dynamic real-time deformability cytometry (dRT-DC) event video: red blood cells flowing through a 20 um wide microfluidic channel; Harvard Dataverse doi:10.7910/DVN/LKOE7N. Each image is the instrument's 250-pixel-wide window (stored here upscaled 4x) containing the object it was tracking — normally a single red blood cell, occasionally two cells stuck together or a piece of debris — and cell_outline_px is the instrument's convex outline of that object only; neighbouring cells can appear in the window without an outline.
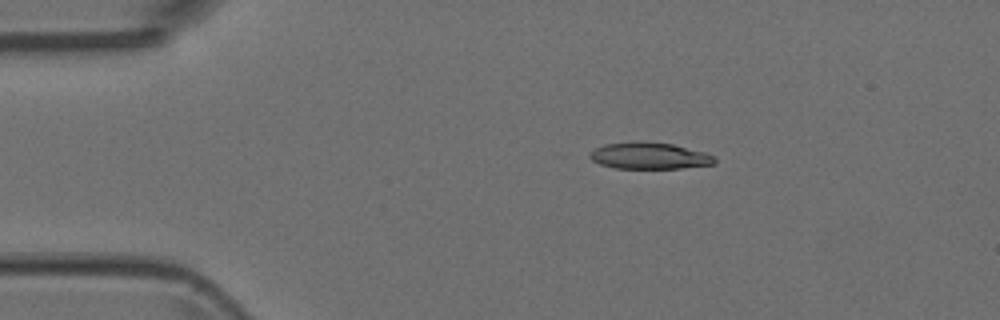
{"species": "Egyptian fruit bat (a non-hibernating species)", "species_latin": "Rousettus aegyptiacus", "temperature_condition": "room temperature", "stored_images_in_passage": 6, "camera_frame_rate_fps": 3000, "um_per_image_px": 0.085, "animal": {"sex": "female"}, "frame": {"image": 1, "passage_image": 1, "time_ms": 0.0, "image_size_px": [1000, 320], "cell_outline_px": [[716, 160], [712, 164], [680, 168], [616, 168], [600, 164], [592, 160], [588, 156], [588, 152], [604, 144], [672, 144], [704, 152], [716, 156]], "centroid_in_image_um": [55.2, 13.28], "position_along_channel_um": 29.8, "area_um2": 18.44}}
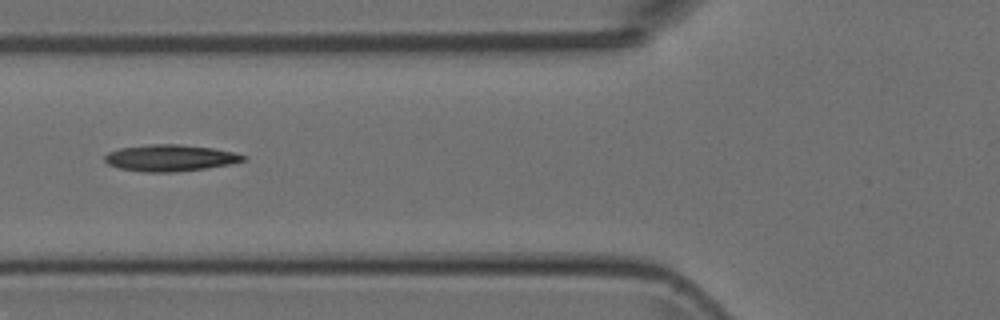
{"frame": {"image": 2, "passage_image": 4, "time_ms": 1.0, "image_size_px": [1000, 320], "cell_outline_px": [[248, 160], [228, 164], [204, 168], [176, 172], [144, 172], [120, 168], [108, 164], [104, 160], [104, 156], [108, 152], [120, 148], [148, 144], [180, 144], [212, 148], [236, 152], [248, 156]], "centroid_in_image_um": [14.48, 13.42], "position_along_channel_um": 111.3, "area_um2": 21.5}}
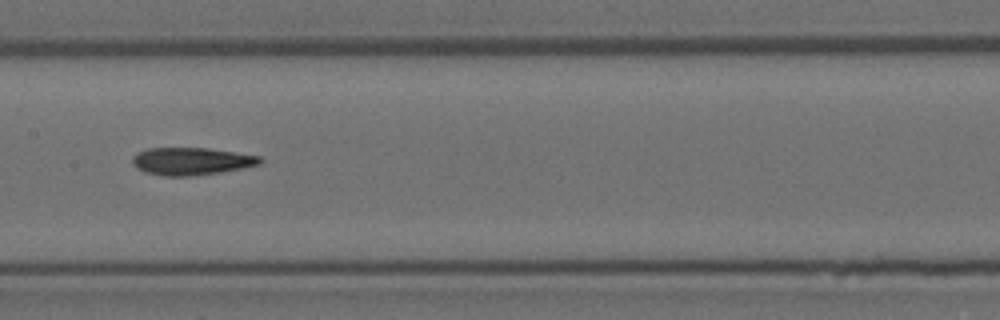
{"frame": {"image": 3, "passage_image": 6, "time_ms": 1.667, "image_size_px": [1000, 320], "cell_outline_px": [[264, 160], [260, 164], [244, 168], [220, 172], [192, 176], [160, 176], [144, 172], [136, 168], [132, 164], [132, 156], [136, 152], [148, 148], [208, 148], [236, 152], [260, 156]], "centroid_in_image_um": [16.24, 13.71], "position_along_channel_um": 191.2, "area_um2": 20.75}}